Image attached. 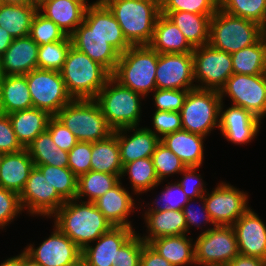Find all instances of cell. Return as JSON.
I'll list each match as a JSON object with an SVG mask.
<instances>
[{"label": "cell", "instance_id": "cell-1", "mask_svg": "<svg viewBox=\"0 0 266 266\" xmlns=\"http://www.w3.org/2000/svg\"><path fill=\"white\" fill-rule=\"evenodd\" d=\"M66 201L52 216L54 224L81 250L113 227L93 202Z\"/></svg>", "mask_w": 266, "mask_h": 266}, {"label": "cell", "instance_id": "cell-2", "mask_svg": "<svg viewBox=\"0 0 266 266\" xmlns=\"http://www.w3.org/2000/svg\"><path fill=\"white\" fill-rule=\"evenodd\" d=\"M132 46L149 45L160 15V0H101Z\"/></svg>", "mask_w": 266, "mask_h": 266}, {"label": "cell", "instance_id": "cell-3", "mask_svg": "<svg viewBox=\"0 0 266 266\" xmlns=\"http://www.w3.org/2000/svg\"><path fill=\"white\" fill-rule=\"evenodd\" d=\"M60 73L72 99H95L111 77L104 66L72 46Z\"/></svg>", "mask_w": 266, "mask_h": 266}, {"label": "cell", "instance_id": "cell-4", "mask_svg": "<svg viewBox=\"0 0 266 266\" xmlns=\"http://www.w3.org/2000/svg\"><path fill=\"white\" fill-rule=\"evenodd\" d=\"M158 57L159 53L149 45L130 46L120 54L111 76L122 86L146 96L156 90Z\"/></svg>", "mask_w": 266, "mask_h": 266}, {"label": "cell", "instance_id": "cell-5", "mask_svg": "<svg viewBox=\"0 0 266 266\" xmlns=\"http://www.w3.org/2000/svg\"><path fill=\"white\" fill-rule=\"evenodd\" d=\"M55 117L76 137L78 142H96L113 134L95 99H72Z\"/></svg>", "mask_w": 266, "mask_h": 266}, {"label": "cell", "instance_id": "cell-6", "mask_svg": "<svg viewBox=\"0 0 266 266\" xmlns=\"http://www.w3.org/2000/svg\"><path fill=\"white\" fill-rule=\"evenodd\" d=\"M140 96L144 97L122 86L111 76L95 100L99 104L108 125L115 131L139 126L141 116Z\"/></svg>", "mask_w": 266, "mask_h": 266}, {"label": "cell", "instance_id": "cell-7", "mask_svg": "<svg viewBox=\"0 0 266 266\" xmlns=\"http://www.w3.org/2000/svg\"><path fill=\"white\" fill-rule=\"evenodd\" d=\"M262 36L263 27L258 23L220 8L210 19L209 44L229 54L255 44Z\"/></svg>", "mask_w": 266, "mask_h": 266}, {"label": "cell", "instance_id": "cell-8", "mask_svg": "<svg viewBox=\"0 0 266 266\" xmlns=\"http://www.w3.org/2000/svg\"><path fill=\"white\" fill-rule=\"evenodd\" d=\"M221 102L219 91L198 88L189 90L179 111L182 129L207 136L212 129L219 127Z\"/></svg>", "mask_w": 266, "mask_h": 266}, {"label": "cell", "instance_id": "cell-9", "mask_svg": "<svg viewBox=\"0 0 266 266\" xmlns=\"http://www.w3.org/2000/svg\"><path fill=\"white\" fill-rule=\"evenodd\" d=\"M194 251L196 265H228L239 254L233 227L216 225L205 230L196 239Z\"/></svg>", "mask_w": 266, "mask_h": 266}, {"label": "cell", "instance_id": "cell-10", "mask_svg": "<svg viewBox=\"0 0 266 266\" xmlns=\"http://www.w3.org/2000/svg\"><path fill=\"white\" fill-rule=\"evenodd\" d=\"M25 76L33 107L55 116L72 100L60 72L36 68Z\"/></svg>", "mask_w": 266, "mask_h": 266}, {"label": "cell", "instance_id": "cell-11", "mask_svg": "<svg viewBox=\"0 0 266 266\" xmlns=\"http://www.w3.org/2000/svg\"><path fill=\"white\" fill-rule=\"evenodd\" d=\"M228 95L232 105L242 107L260 120L266 116V74H232L219 91Z\"/></svg>", "mask_w": 266, "mask_h": 266}, {"label": "cell", "instance_id": "cell-12", "mask_svg": "<svg viewBox=\"0 0 266 266\" xmlns=\"http://www.w3.org/2000/svg\"><path fill=\"white\" fill-rule=\"evenodd\" d=\"M192 54L194 79L201 83V85L196 84V88L220 91L233 74L231 54L218 50L210 44L195 47Z\"/></svg>", "mask_w": 266, "mask_h": 266}, {"label": "cell", "instance_id": "cell-13", "mask_svg": "<svg viewBox=\"0 0 266 266\" xmlns=\"http://www.w3.org/2000/svg\"><path fill=\"white\" fill-rule=\"evenodd\" d=\"M206 193V208L215 225L232 226L250 208L248 194L226 182L218 184L211 194Z\"/></svg>", "mask_w": 266, "mask_h": 266}, {"label": "cell", "instance_id": "cell-14", "mask_svg": "<svg viewBox=\"0 0 266 266\" xmlns=\"http://www.w3.org/2000/svg\"><path fill=\"white\" fill-rule=\"evenodd\" d=\"M19 199L29 214L49 217L66 202L37 167L31 170Z\"/></svg>", "mask_w": 266, "mask_h": 266}, {"label": "cell", "instance_id": "cell-15", "mask_svg": "<svg viewBox=\"0 0 266 266\" xmlns=\"http://www.w3.org/2000/svg\"><path fill=\"white\" fill-rule=\"evenodd\" d=\"M155 79L156 89H195L193 54H159Z\"/></svg>", "mask_w": 266, "mask_h": 266}, {"label": "cell", "instance_id": "cell-16", "mask_svg": "<svg viewBox=\"0 0 266 266\" xmlns=\"http://www.w3.org/2000/svg\"><path fill=\"white\" fill-rule=\"evenodd\" d=\"M54 232L39 247L28 245L26 254L41 266H74L81 260L82 250L54 225Z\"/></svg>", "mask_w": 266, "mask_h": 266}, {"label": "cell", "instance_id": "cell-17", "mask_svg": "<svg viewBox=\"0 0 266 266\" xmlns=\"http://www.w3.org/2000/svg\"><path fill=\"white\" fill-rule=\"evenodd\" d=\"M232 227L239 254L266 260V225L252 209L249 208Z\"/></svg>", "mask_w": 266, "mask_h": 266}, {"label": "cell", "instance_id": "cell-18", "mask_svg": "<svg viewBox=\"0 0 266 266\" xmlns=\"http://www.w3.org/2000/svg\"><path fill=\"white\" fill-rule=\"evenodd\" d=\"M94 33L102 37L119 54L132 46L125 38L123 31L109 8L97 0L86 9L83 21Z\"/></svg>", "mask_w": 266, "mask_h": 266}, {"label": "cell", "instance_id": "cell-19", "mask_svg": "<svg viewBox=\"0 0 266 266\" xmlns=\"http://www.w3.org/2000/svg\"><path fill=\"white\" fill-rule=\"evenodd\" d=\"M261 120L242 107L231 106L223 111L220 106L219 129L222 135L234 144H245L253 140L260 130Z\"/></svg>", "mask_w": 266, "mask_h": 266}, {"label": "cell", "instance_id": "cell-20", "mask_svg": "<svg viewBox=\"0 0 266 266\" xmlns=\"http://www.w3.org/2000/svg\"><path fill=\"white\" fill-rule=\"evenodd\" d=\"M135 233L133 228L113 226L96 241V246L87 245L81 259L87 266H114L117 250Z\"/></svg>", "mask_w": 266, "mask_h": 266}, {"label": "cell", "instance_id": "cell-21", "mask_svg": "<svg viewBox=\"0 0 266 266\" xmlns=\"http://www.w3.org/2000/svg\"><path fill=\"white\" fill-rule=\"evenodd\" d=\"M70 39L72 47L100 63L111 74L115 71L120 54L84 22L70 35Z\"/></svg>", "mask_w": 266, "mask_h": 266}, {"label": "cell", "instance_id": "cell-22", "mask_svg": "<svg viewBox=\"0 0 266 266\" xmlns=\"http://www.w3.org/2000/svg\"><path fill=\"white\" fill-rule=\"evenodd\" d=\"M38 48L29 35L13 39L0 57V75H26L38 68Z\"/></svg>", "mask_w": 266, "mask_h": 266}, {"label": "cell", "instance_id": "cell-23", "mask_svg": "<svg viewBox=\"0 0 266 266\" xmlns=\"http://www.w3.org/2000/svg\"><path fill=\"white\" fill-rule=\"evenodd\" d=\"M38 11L70 36L84 21L89 5L77 0H39ZM43 12V13H42Z\"/></svg>", "mask_w": 266, "mask_h": 266}, {"label": "cell", "instance_id": "cell-24", "mask_svg": "<svg viewBox=\"0 0 266 266\" xmlns=\"http://www.w3.org/2000/svg\"><path fill=\"white\" fill-rule=\"evenodd\" d=\"M129 130L130 132L131 130L135 132L132 136L128 135V138L126 132ZM116 138L118 139L122 165L137 159L152 157L157 145L160 143L159 137L147 129V127L138 129L137 127L118 129L116 130Z\"/></svg>", "mask_w": 266, "mask_h": 266}, {"label": "cell", "instance_id": "cell-25", "mask_svg": "<svg viewBox=\"0 0 266 266\" xmlns=\"http://www.w3.org/2000/svg\"><path fill=\"white\" fill-rule=\"evenodd\" d=\"M121 185L119 181L93 203L112 226L133 228L131 222L128 221V216L134 212L133 207L136 208L135 200Z\"/></svg>", "mask_w": 266, "mask_h": 266}, {"label": "cell", "instance_id": "cell-26", "mask_svg": "<svg viewBox=\"0 0 266 266\" xmlns=\"http://www.w3.org/2000/svg\"><path fill=\"white\" fill-rule=\"evenodd\" d=\"M34 167L26 148L19 152L3 154L0 163V187L20 195Z\"/></svg>", "mask_w": 266, "mask_h": 266}, {"label": "cell", "instance_id": "cell-27", "mask_svg": "<svg viewBox=\"0 0 266 266\" xmlns=\"http://www.w3.org/2000/svg\"><path fill=\"white\" fill-rule=\"evenodd\" d=\"M205 138L181 129L164 136L160 142L179 157L186 167H200L203 162Z\"/></svg>", "mask_w": 266, "mask_h": 266}, {"label": "cell", "instance_id": "cell-28", "mask_svg": "<svg viewBox=\"0 0 266 266\" xmlns=\"http://www.w3.org/2000/svg\"><path fill=\"white\" fill-rule=\"evenodd\" d=\"M149 46L159 54L192 53L194 50L181 30L162 14L156 20Z\"/></svg>", "mask_w": 266, "mask_h": 266}, {"label": "cell", "instance_id": "cell-29", "mask_svg": "<svg viewBox=\"0 0 266 266\" xmlns=\"http://www.w3.org/2000/svg\"><path fill=\"white\" fill-rule=\"evenodd\" d=\"M33 107L25 75H0V113L10 114Z\"/></svg>", "mask_w": 266, "mask_h": 266}, {"label": "cell", "instance_id": "cell-30", "mask_svg": "<svg viewBox=\"0 0 266 266\" xmlns=\"http://www.w3.org/2000/svg\"><path fill=\"white\" fill-rule=\"evenodd\" d=\"M18 142L26 148L40 133L47 130L52 117L48 112L32 107L8 114Z\"/></svg>", "mask_w": 266, "mask_h": 266}, {"label": "cell", "instance_id": "cell-31", "mask_svg": "<svg viewBox=\"0 0 266 266\" xmlns=\"http://www.w3.org/2000/svg\"><path fill=\"white\" fill-rule=\"evenodd\" d=\"M148 236L141 237L145 243H150L160 237L183 235L187 232V225L182 210H166L145 212Z\"/></svg>", "mask_w": 266, "mask_h": 266}, {"label": "cell", "instance_id": "cell-32", "mask_svg": "<svg viewBox=\"0 0 266 266\" xmlns=\"http://www.w3.org/2000/svg\"><path fill=\"white\" fill-rule=\"evenodd\" d=\"M160 14L170 19L194 48L209 44L210 19L213 15L184 11L160 12Z\"/></svg>", "mask_w": 266, "mask_h": 266}, {"label": "cell", "instance_id": "cell-33", "mask_svg": "<svg viewBox=\"0 0 266 266\" xmlns=\"http://www.w3.org/2000/svg\"><path fill=\"white\" fill-rule=\"evenodd\" d=\"M193 240L186 234L177 236H165L152 240L149 245L154 248L173 266H186L195 264V251Z\"/></svg>", "mask_w": 266, "mask_h": 266}, {"label": "cell", "instance_id": "cell-34", "mask_svg": "<svg viewBox=\"0 0 266 266\" xmlns=\"http://www.w3.org/2000/svg\"><path fill=\"white\" fill-rule=\"evenodd\" d=\"M38 11V4H1L0 27L4 28L14 38L29 35L34 15Z\"/></svg>", "mask_w": 266, "mask_h": 266}, {"label": "cell", "instance_id": "cell-35", "mask_svg": "<svg viewBox=\"0 0 266 266\" xmlns=\"http://www.w3.org/2000/svg\"><path fill=\"white\" fill-rule=\"evenodd\" d=\"M122 168L116 130L108 138L92 143V171L121 175Z\"/></svg>", "mask_w": 266, "mask_h": 266}, {"label": "cell", "instance_id": "cell-36", "mask_svg": "<svg viewBox=\"0 0 266 266\" xmlns=\"http://www.w3.org/2000/svg\"><path fill=\"white\" fill-rule=\"evenodd\" d=\"M233 74H266V40L262 36L255 44L231 54Z\"/></svg>", "mask_w": 266, "mask_h": 266}, {"label": "cell", "instance_id": "cell-37", "mask_svg": "<svg viewBox=\"0 0 266 266\" xmlns=\"http://www.w3.org/2000/svg\"><path fill=\"white\" fill-rule=\"evenodd\" d=\"M26 149L34 165H52L60 168L68 167V152L61 150L53 142L47 130L40 133Z\"/></svg>", "mask_w": 266, "mask_h": 266}, {"label": "cell", "instance_id": "cell-38", "mask_svg": "<svg viewBox=\"0 0 266 266\" xmlns=\"http://www.w3.org/2000/svg\"><path fill=\"white\" fill-rule=\"evenodd\" d=\"M120 177L90 170L78 177L76 199L87 196L88 202H94L113 188L121 180Z\"/></svg>", "mask_w": 266, "mask_h": 266}, {"label": "cell", "instance_id": "cell-39", "mask_svg": "<svg viewBox=\"0 0 266 266\" xmlns=\"http://www.w3.org/2000/svg\"><path fill=\"white\" fill-rule=\"evenodd\" d=\"M128 174L135 194H141L151 190L160 184L152 158L137 159L123 165L121 178Z\"/></svg>", "mask_w": 266, "mask_h": 266}, {"label": "cell", "instance_id": "cell-40", "mask_svg": "<svg viewBox=\"0 0 266 266\" xmlns=\"http://www.w3.org/2000/svg\"><path fill=\"white\" fill-rule=\"evenodd\" d=\"M34 166L41 171L65 201L76 198L78 177L68 167L60 168L52 165Z\"/></svg>", "mask_w": 266, "mask_h": 266}, {"label": "cell", "instance_id": "cell-41", "mask_svg": "<svg viewBox=\"0 0 266 266\" xmlns=\"http://www.w3.org/2000/svg\"><path fill=\"white\" fill-rule=\"evenodd\" d=\"M219 8L224 12L266 25V0H219Z\"/></svg>", "mask_w": 266, "mask_h": 266}, {"label": "cell", "instance_id": "cell-42", "mask_svg": "<svg viewBox=\"0 0 266 266\" xmlns=\"http://www.w3.org/2000/svg\"><path fill=\"white\" fill-rule=\"evenodd\" d=\"M71 46L70 36L61 41L40 45L38 48V68L60 72Z\"/></svg>", "mask_w": 266, "mask_h": 266}, {"label": "cell", "instance_id": "cell-43", "mask_svg": "<svg viewBox=\"0 0 266 266\" xmlns=\"http://www.w3.org/2000/svg\"><path fill=\"white\" fill-rule=\"evenodd\" d=\"M29 36L40 46L65 39L67 35L52 20L37 11L33 17Z\"/></svg>", "mask_w": 266, "mask_h": 266}, {"label": "cell", "instance_id": "cell-44", "mask_svg": "<svg viewBox=\"0 0 266 266\" xmlns=\"http://www.w3.org/2000/svg\"><path fill=\"white\" fill-rule=\"evenodd\" d=\"M151 158L160 183L167 176L181 173L186 168L180 158L161 142L157 145Z\"/></svg>", "mask_w": 266, "mask_h": 266}, {"label": "cell", "instance_id": "cell-45", "mask_svg": "<svg viewBox=\"0 0 266 266\" xmlns=\"http://www.w3.org/2000/svg\"><path fill=\"white\" fill-rule=\"evenodd\" d=\"M219 9V0H160V12H191L214 15Z\"/></svg>", "mask_w": 266, "mask_h": 266}, {"label": "cell", "instance_id": "cell-46", "mask_svg": "<svg viewBox=\"0 0 266 266\" xmlns=\"http://www.w3.org/2000/svg\"><path fill=\"white\" fill-rule=\"evenodd\" d=\"M164 192L162 191L160 196V204L158 203L159 199H156L157 202H153L152 205H156L154 208L149 207L146 212H156V211H166V210H183L184 206L188 203L189 199L184 193L181 186L177 183H168Z\"/></svg>", "mask_w": 266, "mask_h": 266}, {"label": "cell", "instance_id": "cell-47", "mask_svg": "<svg viewBox=\"0 0 266 266\" xmlns=\"http://www.w3.org/2000/svg\"><path fill=\"white\" fill-rule=\"evenodd\" d=\"M92 142H78L68 152V168L79 177L91 170Z\"/></svg>", "mask_w": 266, "mask_h": 266}, {"label": "cell", "instance_id": "cell-48", "mask_svg": "<svg viewBox=\"0 0 266 266\" xmlns=\"http://www.w3.org/2000/svg\"><path fill=\"white\" fill-rule=\"evenodd\" d=\"M145 242L141 235L134 233L118 250L114 266H140Z\"/></svg>", "mask_w": 266, "mask_h": 266}, {"label": "cell", "instance_id": "cell-49", "mask_svg": "<svg viewBox=\"0 0 266 266\" xmlns=\"http://www.w3.org/2000/svg\"><path fill=\"white\" fill-rule=\"evenodd\" d=\"M188 91L176 89L154 90L155 110L179 112L184 104Z\"/></svg>", "mask_w": 266, "mask_h": 266}, {"label": "cell", "instance_id": "cell-50", "mask_svg": "<svg viewBox=\"0 0 266 266\" xmlns=\"http://www.w3.org/2000/svg\"><path fill=\"white\" fill-rule=\"evenodd\" d=\"M152 122L155 131L151 130V128L147 129L153 132L157 137H159V139L182 129L181 115L179 112L156 110L153 114Z\"/></svg>", "mask_w": 266, "mask_h": 266}, {"label": "cell", "instance_id": "cell-51", "mask_svg": "<svg viewBox=\"0 0 266 266\" xmlns=\"http://www.w3.org/2000/svg\"><path fill=\"white\" fill-rule=\"evenodd\" d=\"M22 210L19 195L0 187V227L7 226Z\"/></svg>", "mask_w": 266, "mask_h": 266}, {"label": "cell", "instance_id": "cell-52", "mask_svg": "<svg viewBox=\"0 0 266 266\" xmlns=\"http://www.w3.org/2000/svg\"><path fill=\"white\" fill-rule=\"evenodd\" d=\"M47 131L61 150L69 152L78 143L74 134L55 116L50 118Z\"/></svg>", "mask_w": 266, "mask_h": 266}, {"label": "cell", "instance_id": "cell-53", "mask_svg": "<svg viewBox=\"0 0 266 266\" xmlns=\"http://www.w3.org/2000/svg\"><path fill=\"white\" fill-rule=\"evenodd\" d=\"M198 168L199 167H186L181 172V174H183V179L180 182H177V184L183 189L188 199L191 201L195 198L199 199L207 192L203 186L204 182L200 174H196L195 170Z\"/></svg>", "mask_w": 266, "mask_h": 266}, {"label": "cell", "instance_id": "cell-54", "mask_svg": "<svg viewBox=\"0 0 266 266\" xmlns=\"http://www.w3.org/2000/svg\"><path fill=\"white\" fill-rule=\"evenodd\" d=\"M23 149L18 142L8 114L0 113V153L8 154Z\"/></svg>", "mask_w": 266, "mask_h": 266}, {"label": "cell", "instance_id": "cell-55", "mask_svg": "<svg viewBox=\"0 0 266 266\" xmlns=\"http://www.w3.org/2000/svg\"><path fill=\"white\" fill-rule=\"evenodd\" d=\"M199 199H200V201L202 200V202H203V204H202L203 207L201 209H199V211L203 210V212H201L202 217H201V214H200V212L198 210H194L193 206H192L193 208L192 207L189 208L190 207L189 204H190L191 200L188 201V203L184 206V208L182 210L183 213H184L185 219H186L187 233H189V234H190L189 229H190L191 226L196 225L198 227V226H200V224H202L201 222H204V221H205L204 223H206V224L208 222V223H211L212 225L216 226L214 224V222L212 221V219L210 217V214L207 211L206 203H205V200H204V196L200 197Z\"/></svg>", "mask_w": 266, "mask_h": 266}, {"label": "cell", "instance_id": "cell-56", "mask_svg": "<svg viewBox=\"0 0 266 266\" xmlns=\"http://www.w3.org/2000/svg\"><path fill=\"white\" fill-rule=\"evenodd\" d=\"M140 266H173L148 243L143 244Z\"/></svg>", "mask_w": 266, "mask_h": 266}, {"label": "cell", "instance_id": "cell-57", "mask_svg": "<svg viewBox=\"0 0 266 266\" xmlns=\"http://www.w3.org/2000/svg\"><path fill=\"white\" fill-rule=\"evenodd\" d=\"M227 266H266L265 260L238 254Z\"/></svg>", "mask_w": 266, "mask_h": 266}, {"label": "cell", "instance_id": "cell-58", "mask_svg": "<svg viewBox=\"0 0 266 266\" xmlns=\"http://www.w3.org/2000/svg\"><path fill=\"white\" fill-rule=\"evenodd\" d=\"M13 37L4 28L0 27V57L13 42Z\"/></svg>", "mask_w": 266, "mask_h": 266}, {"label": "cell", "instance_id": "cell-59", "mask_svg": "<svg viewBox=\"0 0 266 266\" xmlns=\"http://www.w3.org/2000/svg\"><path fill=\"white\" fill-rule=\"evenodd\" d=\"M21 266H41L37 262H35L30 256L26 254L23 250L21 253Z\"/></svg>", "mask_w": 266, "mask_h": 266}, {"label": "cell", "instance_id": "cell-60", "mask_svg": "<svg viewBox=\"0 0 266 266\" xmlns=\"http://www.w3.org/2000/svg\"><path fill=\"white\" fill-rule=\"evenodd\" d=\"M0 266H21V254L8 258L7 260L3 261Z\"/></svg>", "mask_w": 266, "mask_h": 266}, {"label": "cell", "instance_id": "cell-61", "mask_svg": "<svg viewBox=\"0 0 266 266\" xmlns=\"http://www.w3.org/2000/svg\"><path fill=\"white\" fill-rule=\"evenodd\" d=\"M1 4H14V5H23V4H38L35 0H0Z\"/></svg>", "mask_w": 266, "mask_h": 266}, {"label": "cell", "instance_id": "cell-62", "mask_svg": "<svg viewBox=\"0 0 266 266\" xmlns=\"http://www.w3.org/2000/svg\"><path fill=\"white\" fill-rule=\"evenodd\" d=\"M74 266H87L83 261L82 259Z\"/></svg>", "mask_w": 266, "mask_h": 266}, {"label": "cell", "instance_id": "cell-63", "mask_svg": "<svg viewBox=\"0 0 266 266\" xmlns=\"http://www.w3.org/2000/svg\"><path fill=\"white\" fill-rule=\"evenodd\" d=\"M263 36H264V38L266 40V25L263 27Z\"/></svg>", "mask_w": 266, "mask_h": 266}, {"label": "cell", "instance_id": "cell-64", "mask_svg": "<svg viewBox=\"0 0 266 266\" xmlns=\"http://www.w3.org/2000/svg\"><path fill=\"white\" fill-rule=\"evenodd\" d=\"M77 1H80L81 3H87L86 0H77Z\"/></svg>", "mask_w": 266, "mask_h": 266}, {"label": "cell", "instance_id": "cell-65", "mask_svg": "<svg viewBox=\"0 0 266 266\" xmlns=\"http://www.w3.org/2000/svg\"><path fill=\"white\" fill-rule=\"evenodd\" d=\"M2 157H3V154H2V153H0V163H1V159H2Z\"/></svg>", "mask_w": 266, "mask_h": 266}]
</instances>
